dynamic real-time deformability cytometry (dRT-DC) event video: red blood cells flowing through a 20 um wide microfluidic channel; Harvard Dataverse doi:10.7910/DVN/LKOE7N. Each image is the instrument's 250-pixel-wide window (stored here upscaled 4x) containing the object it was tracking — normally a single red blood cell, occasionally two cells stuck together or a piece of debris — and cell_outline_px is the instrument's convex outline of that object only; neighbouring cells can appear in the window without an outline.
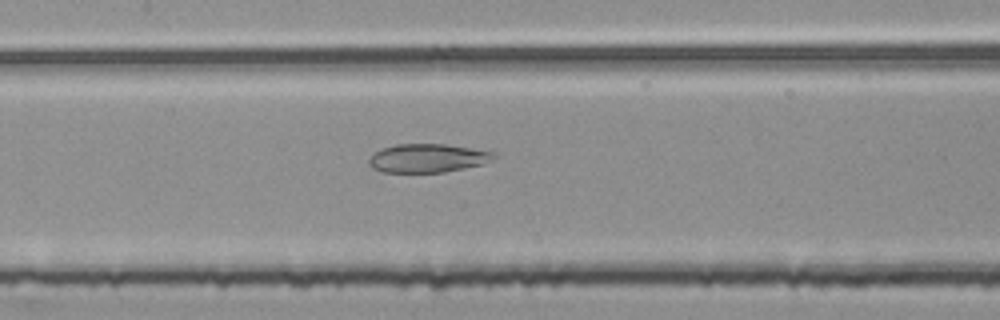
{"species": "common noctule bat (a hibernating species)", "species_latin": "Nyctalus noctula", "temperature_condition": "room temperature", "stored_images_in_passage": 54, "camera_frame_rate_fps": 3000, "um_per_image_px": 0.085, "animal": {"sex": "female", "body_mass_g": 25.1}, "frame": {"image": 1, "passage_image": 25, "time_ms": 8.0, "image_size_px": [1000, 320], "cell_outline_px": [[496, 156], [484, 164], [444, 172], [384, 172], [372, 168], [368, 164], [368, 160], [380, 148], [396, 144], [448, 144], [496, 152]], "centroid_in_image_um": [36.35, 13.43], "position_along_channel_um": 171.0, "area_um2": 20.87}}
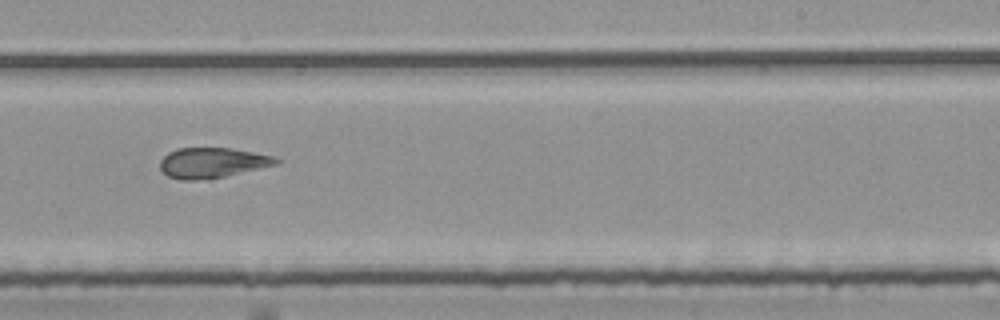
{"frame": {"image": 2, "passage_image": 33, "time_ms": 10.667, "image_size_px": [1000, 320], "cell_outline_px": [[280, 164], [224, 176], [200, 180], [180, 180], [168, 176], [160, 168], [160, 160], [168, 152], [180, 148], [232, 148], [276, 156], [280, 160]], "centroid_in_image_um": [18.07, 13.83], "position_along_channel_um": 270.9, "area_um2": 20.52}}
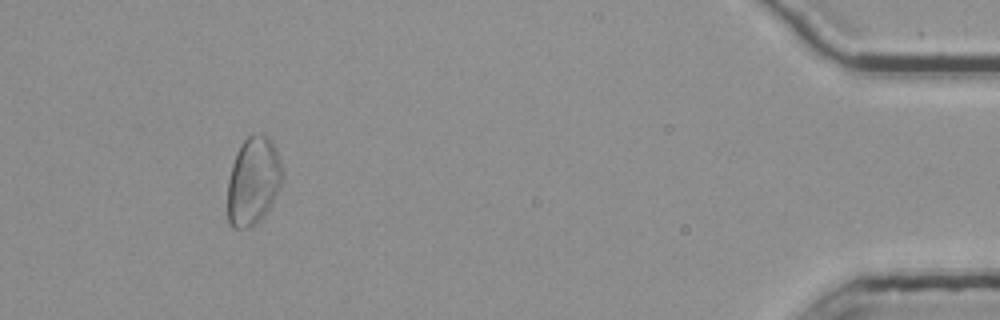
{"frame": {"image": 3, "passage_image": 50, "time_ms": 16.333, "image_size_px": [1000, 320], "cell_outline_px": [[280, 188], [268, 208], [260, 220], [256, 224], [248, 228], [232, 228], [228, 224], [228, 180], [232, 164], [236, 152], [240, 144], [248, 136], [264, 132], [272, 140], [280, 160]], "centroid_in_image_um": [21.49, 15.37], "position_along_channel_um": 413.7, "area_um2": 27.98}, "authors_computed_cell_mechanics": {"area_um2": 26.877, "velocity_mm_per_s": 3.7708, "shape_relaxation_time_tau1_ms": null, "shape_relaxation_time_tau2_ms": 2.4057, "deformation_change_tau1": null, "deformation_change_tau2": 0.1074}}